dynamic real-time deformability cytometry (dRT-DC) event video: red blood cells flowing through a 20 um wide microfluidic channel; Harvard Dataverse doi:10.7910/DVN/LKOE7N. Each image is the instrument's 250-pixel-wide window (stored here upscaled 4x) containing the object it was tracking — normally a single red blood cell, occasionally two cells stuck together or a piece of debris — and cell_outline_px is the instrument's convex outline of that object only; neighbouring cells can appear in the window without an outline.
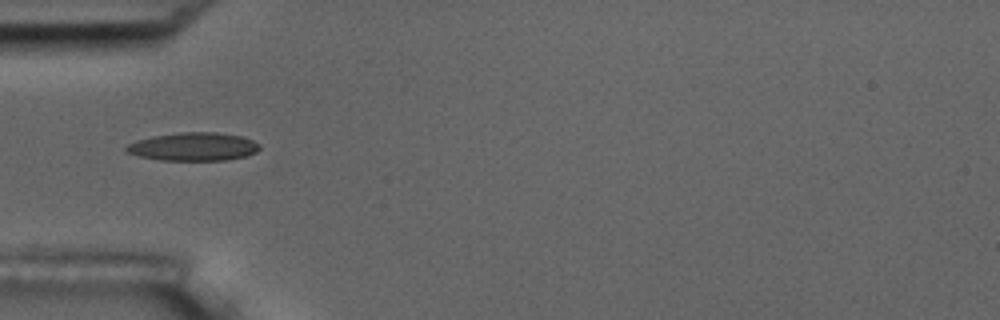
{"species": "common noctule bat (a hibernating species)", "species_latin": "Nyctalus noctula", "temperature_condition": "room temperature", "stored_images_in_passage": 7, "camera_frame_rate_fps": 3000, "um_per_image_px": 0.085, "animal": {"sex": "male", "body_mass_g": 17.5, "forearm_length_mm": 52.3}, "frame": {"image": 1, "passage_image": 1, "time_ms": 0.0, "image_size_px": [1000, 320], "cell_outline_px": [[260, 148], [256, 152], [248, 156], [228, 160], [160, 160], [140, 156], [124, 152], [124, 148], [128, 144], [136, 140], [152, 136], [180, 132], [216, 132], [244, 136], [260, 144]], "centroid_in_image_um": [16.45, 12.46], "position_along_channel_um": 68.5, "area_um2": 22.2}}
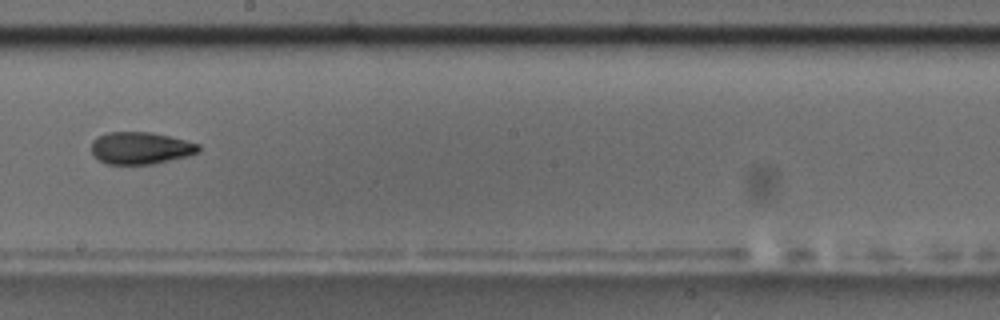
{"frame": {"image": 2, "passage_image": 5, "time_ms": 1.333, "image_size_px": [1000, 320], "cell_outline_px": [[200, 152], [188, 156], [152, 164], [108, 164], [92, 156], [92, 140], [96, 136], [108, 132], [152, 132], [200, 144]], "centroid_in_image_um": [11.94, 12.58], "position_along_channel_um": 236.3, "area_um2": 20.17}}
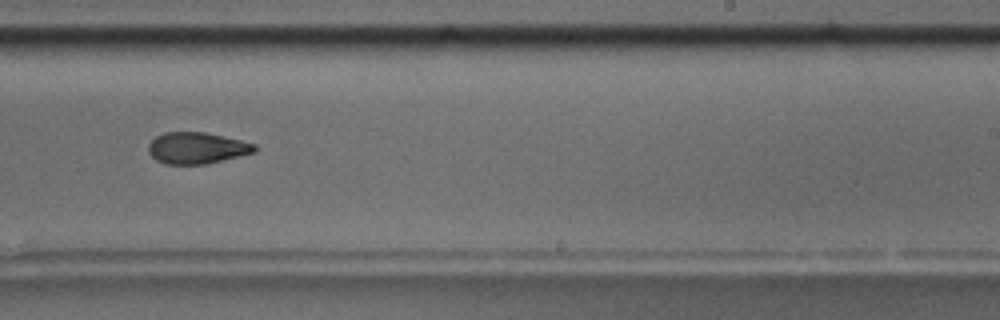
{"frame": {"image": 3, "passage_image": 6, "time_ms": 1.667, "image_size_px": [1000, 320], "cell_outline_px": [[256, 152], [240, 156], [204, 164], [164, 164], [156, 160], [148, 152], [148, 144], [156, 136], [164, 132], [208, 132], [256, 144]], "centroid_in_image_um": [16.72, 12.57], "position_along_channel_um": 272.3, "area_um2": 19.54}}